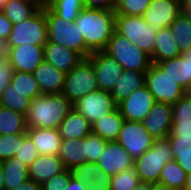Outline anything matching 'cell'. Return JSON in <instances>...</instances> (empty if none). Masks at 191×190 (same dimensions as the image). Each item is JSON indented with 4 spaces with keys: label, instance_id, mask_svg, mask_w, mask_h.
I'll list each match as a JSON object with an SVG mask.
<instances>
[{
    "label": "cell",
    "instance_id": "d4e9b609",
    "mask_svg": "<svg viewBox=\"0 0 191 190\" xmlns=\"http://www.w3.org/2000/svg\"><path fill=\"white\" fill-rule=\"evenodd\" d=\"M180 55L181 52L178 43L175 41L170 28L167 27L157 30L153 54L150 56L151 62L157 64Z\"/></svg>",
    "mask_w": 191,
    "mask_h": 190
},
{
    "label": "cell",
    "instance_id": "1f68e13d",
    "mask_svg": "<svg viewBox=\"0 0 191 190\" xmlns=\"http://www.w3.org/2000/svg\"><path fill=\"white\" fill-rule=\"evenodd\" d=\"M181 54L191 48V20L180 14L169 26Z\"/></svg>",
    "mask_w": 191,
    "mask_h": 190
},
{
    "label": "cell",
    "instance_id": "f1b7e54d",
    "mask_svg": "<svg viewBox=\"0 0 191 190\" xmlns=\"http://www.w3.org/2000/svg\"><path fill=\"white\" fill-rule=\"evenodd\" d=\"M40 7L31 0H8L3 13L12 24L21 22L32 17Z\"/></svg>",
    "mask_w": 191,
    "mask_h": 190
},
{
    "label": "cell",
    "instance_id": "cb8c5ba5",
    "mask_svg": "<svg viewBox=\"0 0 191 190\" xmlns=\"http://www.w3.org/2000/svg\"><path fill=\"white\" fill-rule=\"evenodd\" d=\"M145 85V72L123 70L110 94L118 105L124 99L128 98L131 93Z\"/></svg>",
    "mask_w": 191,
    "mask_h": 190
},
{
    "label": "cell",
    "instance_id": "44dd1931",
    "mask_svg": "<svg viewBox=\"0 0 191 190\" xmlns=\"http://www.w3.org/2000/svg\"><path fill=\"white\" fill-rule=\"evenodd\" d=\"M65 170L58 155H39L29 166L28 176L36 183L43 184Z\"/></svg>",
    "mask_w": 191,
    "mask_h": 190
},
{
    "label": "cell",
    "instance_id": "680465c9",
    "mask_svg": "<svg viewBox=\"0 0 191 190\" xmlns=\"http://www.w3.org/2000/svg\"><path fill=\"white\" fill-rule=\"evenodd\" d=\"M5 182H4V176H3V172H2V167L0 164V190H5Z\"/></svg>",
    "mask_w": 191,
    "mask_h": 190
},
{
    "label": "cell",
    "instance_id": "4316f807",
    "mask_svg": "<svg viewBox=\"0 0 191 190\" xmlns=\"http://www.w3.org/2000/svg\"><path fill=\"white\" fill-rule=\"evenodd\" d=\"M125 119L117 108L92 125V133L106 141H116Z\"/></svg>",
    "mask_w": 191,
    "mask_h": 190
},
{
    "label": "cell",
    "instance_id": "bcb514c9",
    "mask_svg": "<svg viewBox=\"0 0 191 190\" xmlns=\"http://www.w3.org/2000/svg\"><path fill=\"white\" fill-rule=\"evenodd\" d=\"M170 143L172 153H187L191 152V138L186 137H166Z\"/></svg>",
    "mask_w": 191,
    "mask_h": 190
},
{
    "label": "cell",
    "instance_id": "f6af8a7d",
    "mask_svg": "<svg viewBox=\"0 0 191 190\" xmlns=\"http://www.w3.org/2000/svg\"><path fill=\"white\" fill-rule=\"evenodd\" d=\"M14 68L12 67L9 59L6 56L0 58V98L5 91V88L10 84L12 76L14 74Z\"/></svg>",
    "mask_w": 191,
    "mask_h": 190
},
{
    "label": "cell",
    "instance_id": "816d5d0a",
    "mask_svg": "<svg viewBox=\"0 0 191 190\" xmlns=\"http://www.w3.org/2000/svg\"><path fill=\"white\" fill-rule=\"evenodd\" d=\"M13 190H42V187L41 184L36 183L34 180L29 178Z\"/></svg>",
    "mask_w": 191,
    "mask_h": 190
},
{
    "label": "cell",
    "instance_id": "91938a15",
    "mask_svg": "<svg viewBox=\"0 0 191 190\" xmlns=\"http://www.w3.org/2000/svg\"><path fill=\"white\" fill-rule=\"evenodd\" d=\"M184 189H191V173L186 176Z\"/></svg>",
    "mask_w": 191,
    "mask_h": 190
},
{
    "label": "cell",
    "instance_id": "6da1fadb",
    "mask_svg": "<svg viewBox=\"0 0 191 190\" xmlns=\"http://www.w3.org/2000/svg\"><path fill=\"white\" fill-rule=\"evenodd\" d=\"M115 11L102 8H83L75 23L91 51H104L115 31Z\"/></svg>",
    "mask_w": 191,
    "mask_h": 190
},
{
    "label": "cell",
    "instance_id": "8d00e7d4",
    "mask_svg": "<svg viewBox=\"0 0 191 190\" xmlns=\"http://www.w3.org/2000/svg\"><path fill=\"white\" fill-rule=\"evenodd\" d=\"M139 183L136 171L130 168L111 177L110 190H132Z\"/></svg>",
    "mask_w": 191,
    "mask_h": 190
},
{
    "label": "cell",
    "instance_id": "7a4b0ae2",
    "mask_svg": "<svg viewBox=\"0 0 191 190\" xmlns=\"http://www.w3.org/2000/svg\"><path fill=\"white\" fill-rule=\"evenodd\" d=\"M73 104L61 94H42L31 100L25 116L26 128L58 129Z\"/></svg>",
    "mask_w": 191,
    "mask_h": 190
},
{
    "label": "cell",
    "instance_id": "7dc6e473",
    "mask_svg": "<svg viewBox=\"0 0 191 190\" xmlns=\"http://www.w3.org/2000/svg\"><path fill=\"white\" fill-rule=\"evenodd\" d=\"M13 24L7 19L3 11H0V41L4 44L9 39Z\"/></svg>",
    "mask_w": 191,
    "mask_h": 190
},
{
    "label": "cell",
    "instance_id": "d6986e66",
    "mask_svg": "<svg viewBox=\"0 0 191 190\" xmlns=\"http://www.w3.org/2000/svg\"><path fill=\"white\" fill-rule=\"evenodd\" d=\"M41 94H61L66 74L59 71L45 60L33 72Z\"/></svg>",
    "mask_w": 191,
    "mask_h": 190
},
{
    "label": "cell",
    "instance_id": "30bf717a",
    "mask_svg": "<svg viewBox=\"0 0 191 190\" xmlns=\"http://www.w3.org/2000/svg\"><path fill=\"white\" fill-rule=\"evenodd\" d=\"M154 140L142 122L125 120L116 141L136 160L153 145Z\"/></svg>",
    "mask_w": 191,
    "mask_h": 190
},
{
    "label": "cell",
    "instance_id": "ba28073f",
    "mask_svg": "<svg viewBox=\"0 0 191 190\" xmlns=\"http://www.w3.org/2000/svg\"><path fill=\"white\" fill-rule=\"evenodd\" d=\"M98 89L93 64L88 58H84L66 74L62 94L74 104L80 98Z\"/></svg>",
    "mask_w": 191,
    "mask_h": 190
},
{
    "label": "cell",
    "instance_id": "4dcf8cb0",
    "mask_svg": "<svg viewBox=\"0 0 191 190\" xmlns=\"http://www.w3.org/2000/svg\"><path fill=\"white\" fill-rule=\"evenodd\" d=\"M31 104V99L25 96V93L11 88V83L5 88L1 98L0 106L14 110L26 116Z\"/></svg>",
    "mask_w": 191,
    "mask_h": 190
},
{
    "label": "cell",
    "instance_id": "2e32d148",
    "mask_svg": "<svg viewBox=\"0 0 191 190\" xmlns=\"http://www.w3.org/2000/svg\"><path fill=\"white\" fill-rule=\"evenodd\" d=\"M97 164L112 177L133 168L134 160L117 141H107Z\"/></svg>",
    "mask_w": 191,
    "mask_h": 190
},
{
    "label": "cell",
    "instance_id": "836d02e7",
    "mask_svg": "<svg viewBox=\"0 0 191 190\" xmlns=\"http://www.w3.org/2000/svg\"><path fill=\"white\" fill-rule=\"evenodd\" d=\"M10 83L11 88L25 93L31 100L42 95L33 73L15 71Z\"/></svg>",
    "mask_w": 191,
    "mask_h": 190
},
{
    "label": "cell",
    "instance_id": "83f0119b",
    "mask_svg": "<svg viewBox=\"0 0 191 190\" xmlns=\"http://www.w3.org/2000/svg\"><path fill=\"white\" fill-rule=\"evenodd\" d=\"M5 182V190H13L29 179L28 166L16 157L9 158L0 163Z\"/></svg>",
    "mask_w": 191,
    "mask_h": 190
},
{
    "label": "cell",
    "instance_id": "52a82bcc",
    "mask_svg": "<svg viewBox=\"0 0 191 190\" xmlns=\"http://www.w3.org/2000/svg\"><path fill=\"white\" fill-rule=\"evenodd\" d=\"M47 42V22L45 7L40 8L32 17L13 24L9 39L5 47H16L22 44L44 46Z\"/></svg>",
    "mask_w": 191,
    "mask_h": 190
},
{
    "label": "cell",
    "instance_id": "9a60e30c",
    "mask_svg": "<svg viewBox=\"0 0 191 190\" xmlns=\"http://www.w3.org/2000/svg\"><path fill=\"white\" fill-rule=\"evenodd\" d=\"M181 14L178 0H152L143 14V19L154 29L169 27Z\"/></svg>",
    "mask_w": 191,
    "mask_h": 190
},
{
    "label": "cell",
    "instance_id": "3957f363",
    "mask_svg": "<svg viewBox=\"0 0 191 190\" xmlns=\"http://www.w3.org/2000/svg\"><path fill=\"white\" fill-rule=\"evenodd\" d=\"M47 22V41L71 49L84 58L92 52L85 46V41L75 21H67L59 17L48 6L45 7Z\"/></svg>",
    "mask_w": 191,
    "mask_h": 190
},
{
    "label": "cell",
    "instance_id": "f35d334b",
    "mask_svg": "<svg viewBox=\"0 0 191 190\" xmlns=\"http://www.w3.org/2000/svg\"><path fill=\"white\" fill-rule=\"evenodd\" d=\"M106 140L96 134H89L84 138V150L86 155V161L97 163L100 158L105 145Z\"/></svg>",
    "mask_w": 191,
    "mask_h": 190
},
{
    "label": "cell",
    "instance_id": "11a10c76",
    "mask_svg": "<svg viewBox=\"0 0 191 190\" xmlns=\"http://www.w3.org/2000/svg\"><path fill=\"white\" fill-rule=\"evenodd\" d=\"M150 190H176L161 183L150 184Z\"/></svg>",
    "mask_w": 191,
    "mask_h": 190
},
{
    "label": "cell",
    "instance_id": "9c48e42d",
    "mask_svg": "<svg viewBox=\"0 0 191 190\" xmlns=\"http://www.w3.org/2000/svg\"><path fill=\"white\" fill-rule=\"evenodd\" d=\"M145 84L158 103H167L173 105L184 94L185 89L156 65L151 64L145 72Z\"/></svg>",
    "mask_w": 191,
    "mask_h": 190
},
{
    "label": "cell",
    "instance_id": "603a6c76",
    "mask_svg": "<svg viewBox=\"0 0 191 190\" xmlns=\"http://www.w3.org/2000/svg\"><path fill=\"white\" fill-rule=\"evenodd\" d=\"M58 130L62 140H80L92 133V124L73 108L59 125Z\"/></svg>",
    "mask_w": 191,
    "mask_h": 190
},
{
    "label": "cell",
    "instance_id": "be15d7a7",
    "mask_svg": "<svg viewBox=\"0 0 191 190\" xmlns=\"http://www.w3.org/2000/svg\"><path fill=\"white\" fill-rule=\"evenodd\" d=\"M185 94L188 97H191V83L189 84V86L185 89Z\"/></svg>",
    "mask_w": 191,
    "mask_h": 190
},
{
    "label": "cell",
    "instance_id": "5b68a950",
    "mask_svg": "<svg viewBox=\"0 0 191 190\" xmlns=\"http://www.w3.org/2000/svg\"><path fill=\"white\" fill-rule=\"evenodd\" d=\"M104 52L114 58L123 70L146 72L152 64L150 55L116 31L109 39Z\"/></svg>",
    "mask_w": 191,
    "mask_h": 190
},
{
    "label": "cell",
    "instance_id": "e0dca14e",
    "mask_svg": "<svg viewBox=\"0 0 191 190\" xmlns=\"http://www.w3.org/2000/svg\"><path fill=\"white\" fill-rule=\"evenodd\" d=\"M172 117L171 104L156 102L142 123L155 139H165L170 134Z\"/></svg>",
    "mask_w": 191,
    "mask_h": 190
},
{
    "label": "cell",
    "instance_id": "277c9868",
    "mask_svg": "<svg viewBox=\"0 0 191 190\" xmlns=\"http://www.w3.org/2000/svg\"><path fill=\"white\" fill-rule=\"evenodd\" d=\"M174 160L167 138L155 139L153 145L134 160L133 168L140 182L155 184L159 182L164 165Z\"/></svg>",
    "mask_w": 191,
    "mask_h": 190
},
{
    "label": "cell",
    "instance_id": "7c38bea8",
    "mask_svg": "<svg viewBox=\"0 0 191 190\" xmlns=\"http://www.w3.org/2000/svg\"><path fill=\"white\" fill-rule=\"evenodd\" d=\"M5 56L9 59L14 71L33 73L44 61V46L22 44L16 47H5Z\"/></svg>",
    "mask_w": 191,
    "mask_h": 190
},
{
    "label": "cell",
    "instance_id": "ac0fdd59",
    "mask_svg": "<svg viewBox=\"0 0 191 190\" xmlns=\"http://www.w3.org/2000/svg\"><path fill=\"white\" fill-rule=\"evenodd\" d=\"M84 57L68 48L47 41L44 45V60L53 67L67 74L77 66Z\"/></svg>",
    "mask_w": 191,
    "mask_h": 190
},
{
    "label": "cell",
    "instance_id": "e575fe53",
    "mask_svg": "<svg viewBox=\"0 0 191 190\" xmlns=\"http://www.w3.org/2000/svg\"><path fill=\"white\" fill-rule=\"evenodd\" d=\"M48 7L67 21H75L78 14L85 8L83 0H52Z\"/></svg>",
    "mask_w": 191,
    "mask_h": 190
},
{
    "label": "cell",
    "instance_id": "6f0895ef",
    "mask_svg": "<svg viewBox=\"0 0 191 190\" xmlns=\"http://www.w3.org/2000/svg\"><path fill=\"white\" fill-rule=\"evenodd\" d=\"M132 190H150V184L149 183H142L140 182L135 188Z\"/></svg>",
    "mask_w": 191,
    "mask_h": 190
},
{
    "label": "cell",
    "instance_id": "db71d44e",
    "mask_svg": "<svg viewBox=\"0 0 191 190\" xmlns=\"http://www.w3.org/2000/svg\"><path fill=\"white\" fill-rule=\"evenodd\" d=\"M66 190H86V186L74 177H71L69 183L67 184Z\"/></svg>",
    "mask_w": 191,
    "mask_h": 190
},
{
    "label": "cell",
    "instance_id": "74e56055",
    "mask_svg": "<svg viewBox=\"0 0 191 190\" xmlns=\"http://www.w3.org/2000/svg\"><path fill=\"white\" fill-rule=\"evenodd\" d=\"M152 0H115V14L143 16Z\"/></svg>",
    "mask_w": 191,
    "mask_h": 190
},
{
    "label": "cell",
    "instance_id": "d590c367",
    "mask_svg": "<svg viewBox=\"0 0 191 190\" xmlns=\"http://www.w3.org/2000/svg\"><path fill=\"white\" fill-rule=\"evenodd\" d=\"M27 133L0 135V163L15 157Z\"/></svg>",
    "mask_w": 191,
    "mask_h": 190
},
{
    "label": "cell",
    "instance_id": "60d3db41",
    "mask_svg": "<svg viewBox=\"0 0 191 190\" xmlns=\"http://www.w3.org/2000/svg\"><path fill=\"white\" fill-rule=\"evenodd\" d=\"M39 153L32 139L27 135L16 152L15 157L21 160L24 164L29 166L37 157Z\"/></svg>",
    "mask_w": 191,
    "mask_h": 190
},
{
    "label": "cell",
    "instance_id": "f5cc1de1",
    "mask_svg": "<svg viewBox=\"0 0 191 190\" xmlns=\"http://www.w3.org/2000/svg\"><path fill=\"white\" fill-rule=\"evenodd\" d=\"M181 14L191 20V0L180 1Z\"/></svg>",
    "mask_w": 191,
    "mask_h": 190
},
{
    "label": "cell",
    "instance_id": "94428289",
    "mask_svg": "<svg viewBox=\"0 0 191 190\" xmlns=\"http://www.w3.org/2000/svg\"><path fill=\"white\" fill-rule=\"evenodd\" d=\"M5 56V44L0 41V58Z\"/></svg>",
    "mask_w": 191,
    "mask_h": 190
},
{
    "label": "cell",
    "instance_id": "5bb4252c",
    "mask_svg": "<svg viewBox=\"0 0 191 190\" xmlns=\"http://www.w3.org/2000/svg\"><path fill=\"white\" fill-rule=\"evenodd\" d=\"M155 103L154 97L145 85L120 102L117 108L126 121L142 122Z\"/></svg>",
    "mask_w": 191,
    "mask_h": 190
},
{
    "label": "cell",
    "instance_id": "ffe728a7",
    "mask_svg": "<svg viewBox=\"0 0 191 190\" xmlns=\"http://www.w3.org/2000/svg\"><path fill=\"white\" fill-rule=\"evenodd\" d=\"M164 74L171 77L174 82L186 89L191 83V48L170 60L156 64Z\"/></svg>",
    "mask_w": 191,
    "mask_h": 190
},
{
    "label": "cell",
    "instance_id": "c3c4849f",
    "mask_svg": "<svg viewBox=\"0 0 191 190\" xmlns=\"http://www.w3.org/2000/svg\"><path fill=\"white\" fill-rule=\"evenodd\" d=\"M86 8H102L114 11L116 7L115 0H83Z\"/></svg>",
    "mask_w": 191,
    "mask_h": 190
},
{
    "label": "cell",
    "instance_id": "4fadbf2b",
    "mask_svg": "<svg viewBox=\"0 0 191 190\" xmlns=\"http://www.w3.org/2000/svg\"><path fill=\"white\" fill-rule=\"evenodd\" d=\"M93 64L98 88L111 92L123 68L104 51H94L87 57Z\"/></svg>",
    "mask_w": 191,
    "mask_h": 190
},
{
    "label": "cell",
    "instance_id": "d6a6232c",
    "mask_svg": "<svg viewBox=\"0 0 191 190\" xmlns=\"http://www.w3.org/2000/svg\"><path fill=\"white\" fill-rule=\"evenodd\" d=\"M186 176V172L179 166L178 162L172 160L164 165L159 183L176 190H184Z\"/></svg>",
    "mask_w": 191,
    "mask_h": 190
},
{
    "label": "cell",
    "instance_id": "f907efd6",
    "mask_svg": "<svg viewBox=\"0 0 191 190\" xmlns=\"http://www.w3.org/2000/svg\"><path fill=\"white\" fill-rule=\"evenodd\" d=\"M168 136L191 138V124H172Z\"/></svg>",
    "mask_w": 191,
    "mask_h": 190
},
{
    "label": "cell",
    "instance_id": "484cf974",
    "mask_svg": "<svg viewBox=\"0 0 191 190\" xmlns=\"http://www.w3.org/2000/svg\"><path fill=\"white\" fill-rule=\"evenodd\" d=\"M65 169L71 170L73 167L87 163L84 150L83 139L62 140L58 153Z\"/></svg>",
    "mask_w": 191,
    "mask_h": 190
},
{
    "label": "cell",
    "instance_id": "8992f818",
    "mask_svg": "<svg viewBox=\"0 0 191 190\" xmlns=\"http://www.w3.org/2000/svg\"><path fill=\"white\" fill-rule=\"evenodd\" d=\"M115 31L148 55L153 54L157 30L147 24L142 16L116 14Z\"/></svg>",
    "mask_w": 191,
    "mask_h": 190
},
{
    "label": "cell",
    "instance_id": "f546056e",
    "mask_svg": "<svg viewBox=\"0 0 191 190\" xmlns=\"http://www.w3.org/2000/svg\"><path fill=\"white\" fill-rule=\"evenodd\" d=\"M26 129L24 115L0 106V135L27 133Z\"/></svg>",
    "mask_w": 191,
    "mask_h": 190
},
{
    "label": "cell",
    "instance_id": "9f6ffc18",
    "mask_svg": "<svg viewBox=\"0 0 191 190\" xmlns=\"http://www.w3.org/2000/svg\"><path fill=\"white\" fill-rule=\"evenodd\" d=\"M35 2L40 8L47 7L52 0H31Z\"/></svg>",
    "mask_w": 191,
    "mask_h": 190
},
{
    "label": "cell",
    "instance_id": "8fae6325",
    "mask_svg": "<svg viewBox=\"0 0 191 190\" xmlns=\"http://www.w3.org/2000/svg\"><path fill=\"white\" fill-rule=\"evenodd\" d=\"M118 105L110 92L101 89L95 90L73 104V108L84 116L92 125L112 113Z\"/></svg>",
    "mask_w": 191,
    "mask_h": 190
},
{
    "label": "cell",
    "instance_id": "ab89813d",
    "mask_svg": "<svg viewBox=\"0 0 191 190\" xmlns=\"http://www.w3.org/2000/svg\"><path fill=\"white\" fill-rule=\"evenodd\" d=\"M172 124H191V97L184 94L172 105Z\"/></svg>",
    "mask_w": 191,
    "mask_h": 190
},
{
    "label": "cell",
    "instance_id": "681fc988",
    "mask_svg": "<svg viewBox=\"0 0 191 190\" xmlns=\"http://www.w3.org/2000/svg\"><path fill=\"white\" fill-rule=\"evenodd\" d=\"M173 159L178 162L179 166L186 172L191 173V152L172 153Z\"/></svg>",
    "mask_w": 191,
    "mask_h": 190
},
{
    "label": "cell",
    "instance_id": "ee69618b",
    "mask_svg": "<svg viewBox=\"0 0 191 190\" xmlns=\"http://www.w3.org/2000/svg\"><path fill=\"white\" fill-rule=\"evenodd\" d=\"M111 176L102 170L96 163V176L93 181H88L86 190H110Z\"/></svg>",
    "mask_w": 191,
    "mask_h": 190
},
{
    "label": "cell",
    "instance_id": "b9f144b4",
    "mask_svg": "<svg viewBox=\"0 0 191 190\" xmlns=\"http://www.w3.org/2000/svg\"><path fill=\"white\" fill-rule=\"evenodd\" d=\"M70 171L72 173V177L83 184H87L88 181H93L96 176V163L87 162L73 167Z\"/></svg>",
    "mask_w": 191,
    "mask_h": 190
},
{
    "label": "cell",
    "instance_id": "7402d4cb",
    "mask_svg": "<svg viewBox=\"0 0 191 190\" xmlns=\"http://www.w3.org/2000/svg\"><path fill=\"white\" fill-rule=\"evenodd\" d=\"M26 132L35 144L39 155H58L62 141L58 129L27 128Z\"/></svg>",
    "mask_w": 191,
    "mask_h": 190
},
{
    "label": "cell",
    "instance_id": "6125c7cd",
    "mask_svg": "<svg viewBox=\"0 0 191 190\" xmlns=\"http://www.w3.org/2000/svg\"><path fill=\"white\" fill-rule=\"evenodd\" d=\"M7 2H8V0H0V11H3Z\"/></svg>",
    "mask_w": 191,
    "mask_h": 190
},
{
    "label": "cell",
    "instance_id": "7bdbcfd3",
    "mask_svg": "<svg viewBox=\"0 0 191 190\" xmlns=\"http://www.w3.org/2000/svg\"><path fill=\"white\" fill-rule=\"evenodd\" d=\"M71 177V171L65 169L63 172L54 175L52 178L41 184L42 190H66Z\"/></svg>",
    "mask_w": 191,
    "mask_h": 190
}]
</instances>
